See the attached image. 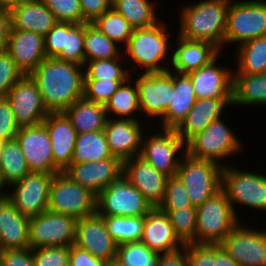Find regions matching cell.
I'll return each mask as SVG.
<instances>
[{"label": "cell", "mask_w": 266, "mask_h": 266, "mask_svg": "<svg viewBox=\"0 0 266 266\" xmlns=\"http://www.w3.org/2000/svg\"><path fill=\"white\" fill-rule=\"evenodd\" d=\"M49 113L64 112L83 97L84 66L46 57L30 74Z\"/></svg>", "instance_id": "1"}, {"label": "cell", "mask_w": 266, "mask_h": 266, "mask_svg": "<svg viewBox=\"0 0 266 266\" xmlns=\"http://www.w3.org/2000/svg\"><path fill=\"white\" fill-rule=\"evenodd\" d=\"M231 0H200L182 6L179 13L180 30L177 35L213 44L224 49L227 11Z\"/></svg>", "instance_id": "2"}, {"label": "cell", "mask_w": 266, "mask_h": 266, "mask_svg": "<svg viewBox=\"0 0 266 266\" xmlns=\"http://www.w3.org/2000/svg\"><path fill=\"white\" fill-rule=\"evenodd\" d=\"M167 28L164 21H160L149 28L134 29L127 45L123 48L124 58L132 61V70L139 67L142 69L139 71L148 73L164 72L170 68L168 63L164 64L166 62L164 60L172 62V56L168 60L169 48H172L169 39L172 34L167 31Z\"/></svg>", "instance_id": "3"}, {"label": "cell", "mask_w": 266, "mask_h": 266, "mask_svg": "<svg viewBox=\"0 0 266 266\" xmlns=\"http://www.w3.org/2000/svg\"><path fill=\"white\" fill-rule=\"evenodd\" d=\"M240 223L225 192L196 207V243L220 244Z\"/></svg>", "instance_id": "4"}, {"label": "cell", "mask_w": 266, "mask_h": 266, "mask_svg": "<svg viewBox=\"0 0 266 266\" xmlns=\"http://www.w3.org/2000/svg\"><path fill=\"white\" fill-rule=\"evenodd\" d=\"M223 166L184 153L176 176L185 185L192 206L198 207L221 190Z\"/></svg>", "instance_id": "5"}, {"label": "cell", "mask_w": 266, "mask_h": 266, "mask_svg": "<svg viewBox=\"0 0 266 266\" xmlns=\"http://www.w3.org/2000/svg\"><path fill=\"white\" fill-rule=\"evenodd\" d=\"M239 140L220 117L186 144V153L194 158L210 160L225 167L226 163L221 162L222 159H228L242 151L243 144Z\"/></svg>", "instance_id": "6"}, {"label": "cell", "mask_w": 266, "mask_h": 266, "mask_svg": "<svg viewBox=\"0 0 266 266\" xmlns=\"http://www.w3.org/2000/svg\"><path fill=\"white\" fill-rule=\"evenodd\" d=\"M236 216L238 204L266 212V174L239 170L228 164L222 169V186Z\"/></svg>", "instance_id": "7"}, {"label": "cell", "mask_w": 266, "mask_h": 266, "mask_svg": "<svg viewBox=\"0 0 266 266\" xmlns=\"http://www.w3.org/2000/svg\"><path fill=\"white\" fill-rule=\"evenodd\" d=\"M265 35L266 0H231L227 11L224 45L236 43L239 46Z\"/></svg>", "instance_id": "8"}, {"label": "cell", "mask_w": 266, "mask_h": 266, "mask_svg": "<svg viewBox=\"0 0 266 266\" xmlns=\"http://www.w3.org/2000/svg\"><path fill=\"white\" fill-rule=\"evenodd\" d=\"M97 196L64 172L53 176L47 210L81 219L96 212Z\"/></svg>", "instance_id": "9"}, {"label": "cell", "mask_w": 266, "mask_h": 266, "mask_svg": "<svg viewBox=\"0 0 266 266\" xmlns=\"http://www.w3.org/2000/svg\"><path fill=\"white\" fill-rule=\"evenodd\" d=\"M152 208L124 174L103 189L96 199V211L101 216H145Z\"/></svg>", "instance_id": "10"}, {"label": "cell", "mask_w": 266, "mask_h": 266, "mask_svg": "<svg viewBox=\"0 0 266 266\" xmlns=\"http://www.w3.org/2000/svg\"><path fill=\"white\" fill-rule=\"evenodd\" d=\"M160 130V133L155 132L148 137L144 132L139 156L166 176L174 177L181 162V155L186 153V144L175 129Z\"/></svg>", "instance_id": "11"}, {"label": "cell", "mask_w": 266, "mask_h": 266, "mask_svg": "<svg viewBox=\"0 0 266 266\" xmlns=\"http://www.w3.org/2000/svg\"><path fill=\"white\" fill-rule=\"evenodd\" d=\"M77 219L46 210L29 219V246L70 247L76 239Z\"/></svg>", "instance_id": "12"}, {"label": "cell", "mask_w": 266, "mask_h": 266, "mask_svg": "<svg viewBox=\"0 0 266 266\" xmlns=\"http://www.w3.org/2000/svg\"><path fill=\"white\" fill-rule=\"evenodd\" d=\"M138 73L134 83L138 90L140 112H144L149 119H161L171 103L174 72L168 69L164 72Z\"/></svg>", "instance_id": "13"}, {"label": "cell", "mask_w": 266, "mask_h": 266, "mask_svg": "<svg viewBox=\"0 0 266 266\" xmlns=\"http://www.w3.org/2000/svg\"><path fill=\"white\" fill-rule=\"evenodd\" d=\"M54 175L30 172L8 187L11 192H8L7 197L21 214L27 217L37 216L48 208L50 185Z\"/></svg>", "instance_id": "14"}, {"label": "cell", "mask_w": 266, "mask_h": 266, "mask_svg": "<svg viewBox=\"0 0 266 266\" xmlns=\"http://www.w3.org/2000/svg\"><path fill=\"white\" fill-rule=\"evenodd\" d=\"M6 98L19 128L41 124L49 114L39 87L29 74L9 90Z\"/></svg>", "instance_id": "15"}, {"label": "cell", "mask_w": 266, "mask_h": 266, "mask_svg": "<svg viewBox=\"0 0 266 266\" xmlns=\"http://www.w3.org/2000/svg\"><path fill=\"white\" fill-rule=\"evenodd\" d=\"M84 23L57 22L44 36L45 55L62 61L85 64Z\"/></svg>", "instance_id": "16"}, {"label": "cell", "mask_w": 266, "mask_h": 266, "mask_svg": "<svg viewBox=\"0 0 266 266\" xmlns=\"http://www.w3.org/2000/svg\"><path fill=\"white\" fill-rule=\"evenodd\" d=\"M220 244L240 266H266L265 229L239 223Z\"/></svg>", "instance_id": "17"}, {"label": "cell", "mask_w": 266, "mask_h": 266, "mask_svg": "<svg viewBox=\"0 0 266 266\" xmlns=\"http://www.w3.org/2000/svg\"><path fill=\"white\" fill-rule=\"evenodd\" d=\"M15 140L22 150L30 172H59L54 166L50 136L43 123L20 128Z\"/></svg>", "instance_id": "18"}, {"label": "cell", "mask_w": 266, "mask_h": 266, "mask_svg": "<svg viewBox=\"0 0 266 266\" xmlns=\"http://www.w3.org/2000/svg\"><path fill=\"white\" fill-rule=\"evenodd\" d=\"M74 244L107 262L116 259L118 245L108 233L104 219L97 211L77 220Z\"/></svg>", "instance_id": "19"}, {"label": "cell", "mask_w": 266, "mask_h": 266, "mask_svg": "<svg viewBox=\"0 0 266 266\" xmlns=\"http://www.w3.org/2000/svg\"><path fill=\"white\" fill-rule=\"evenodd\" d=\"M72 180L96 196L123 174V162L117 157L70 164L64 171Z\"/></svg>", "instance_id": "20"}, {"label": "cell", "mask_w": 266, "mask_h": 266, "mask_svg": "<svg viewBox=\"0 0 266 266\" xmlns=\"http://www.w3.org/2000/svg\"><path fill=\"white\" fill-rule=\"evenodd\" d=\"M123 174L153 208L159 207L164 199L168 176L139 155L123 162Z\"/></svg>", "instance_id": "21"}, {"label": "cell", "mask_w": 266, "mask_h": 266, "mask_svg": "<svg viewBox=\"0 0 266 266\" xmlns=\"http://www.w3.org/2000/svg\"><path fill=\"white\" fill-rule=\"evenodd\" d=\"M139 120L108 118L104 128L111 154L122 162L140 155L143 128Z\"/></svg>", "instance_id": "22"}, {"label": "cell", "mask_w": 266, "mask_h": 266, "mask_svg": "<svg viewBox=\"0 0 266 266\" xmlns=\"http://www.w3.org/2000/svg\"><path fill=\"white\" fill-rule=\"evenodd\" d=\"M219 55L209 64L194 70L188 75L193 84L197 99H232L233 97V72L234 69L219 67Z\"/></svg>", "instance_id": "23"}, {"label": "cell", "mask_w": 266, "mask_h": 266, "mask_svg": "<svg viewBox=\"0 0 266 266\" xmlns=\"http://www.w3.org/2000/svg\"><path fill=\"white\" fill-rule=\"evenodd\" d=\"M6 51L25 75L30 74L46 58L44 36L10 28Z\"/></svg>", "instance_id": "24"}, {"label": "cell", "mask_w": 266, "mask_h": 266, "mask_svg": "<svg viewBox=\"0 0 266 266\" xmlns=\"http://www.w3.org/2000/svg\"><path fill=\"white\" fill-rule=\"evenodd\" d=\"M43 124L50 136L54 166L63 172L71 163L78 133L64 112L49 113Z\"/></svg>", "instance_id": "25"}, {"label": "cell", "mask_w": 266, "mask_h": 266, "mask_svg": "<svg viewBox=\"0 0 266 266\" xmlns=\"http://www.w3.org/2000/svg\"><path fill=\"white\" fill-rule=\"evenodd\" d=\"M140 241L160 254L172 252L184 246L175 234L169 216L158 207L152 208L144 216L143 235Z\"/></svg>", "instance_id": "26"}, {"label": "cell", "mask_w": 266, "mask_h": 266, "mask_svg": "<svg viewBox=\"0 0 266 266\" xmlns=\"http://www.w3.org/2000/svg\"><path fill=\"white\" fill-rule=\"evenodd\" d=\"M177 42L172 55L169 68L173 72L188 74L209 64L221 51L211 43L204 41L188 40L177 36Z\"/></svg>", "instance_id": "27"}, {"label": "cell", "mask_w": 266, "mask_h": 266, "mask_svg": "<svg viewBox=\"0 0 266 266\" xmlns=\"http://www.w3.org/2000/svg\"><path fill=\"white\" fill-rule=\"evenodd\" d=\"M227 105L232 106V99H197L185 119L175 129L176 133L187 144L211 122L220 118L224 114Z\"/></svg>", "instance_id": "28"}, {"label": "cell", "mask_w": 266, "mask_h": 266, "mask_svg": "<svg viewBox=\"0 0 266 266\" xmlns=\"http://www.w3.org/2000/svg\"><path fill=\"white\" fill-rule=\"evenodd\" d=\"M29 219L8 197L0 200V250L30 248Z\"/></svg>", "instance_id": "29"}, {"label": "cell", "mask_w": 266, "mask_h": 266, "mask_svg": "<svg viewBox=\"0 0 266 266\" xmlns=\"http://www.w3.org/2000/svg\"><path fill=\"white\" fill-rule=\"evenodd\" d=\"M57 22L41 0H28L10 10V28L16 30H29L45 36Z\"/></svg>", "instance_id": "30"}, {"label": "cell", "mask_w": 266, "mask_h": 266, "mask_svg": "<svg viewBox=\"0 0 266 266\" xmlns=\"http://www.w3.org/2000/svg\"><path fill=\"white\" fill-rule=\"evenodd\" d=\"M196 94L188 74L174 72L171 103L160 119V129H176L196 103Z\"/></svg>", "instance_id": "31"}, {"label": "cell", "mask_w": 266, "mask_h": 266, "mask_svg": "<svg viewBox=\"0 0 266 266\" xmlns=\"http://www.w3.org/2000/svg\"><path fill=\"white\" fill-rule=\"evenodd\" d=\"M64 113L78 134L104 130L108 119L105 105L84 97L74 102Z\"/></svg>", "instance_id": "32"}, {"label": "cell", "mask_w": 266, "mask_h": 266, "mask_svg": "<svg viewBox=\"0 0 266 266\" xmlns=\"http://www.w3.org/2000/svg\"><path fill=\"white\" fill-rule=\"evenodd\" d=\"M262 105L266 107V72L260 74L233 73L232 106Z\"/></svg>", "instance_id": "33"}, {"label": "cell", "mask_w": 266, "mask_h": 266, "mask_svg": "<svg viewBox=\"0 0 266 266\" xmlns=\"http://www.w3.org/2000/svg\"><path fill=\"white\" fill-rule=\"evenodd\" d=\"M114 157L109 149L103 130L77 135L74 153L70 164L95 162Z\"/></svg>", "instance_id": "34"}, {"label": "cell", "mask_w": 266, "mask_h": 266, "mask_svg": "<svg viewBox=\"0 0 266 266\" xmlns=\"http://www.w3.org/2000/svg\"><path fill=\"white\" fill-rule=\"evenodd\" d=\"M131 78L133 79V76L122 83L105 104L108 118L118 116L117 118L138 120L133 115L141 111L139 96L136 84H132L133 80Z\"/></svg>", "instance_id": "35"}, {"label": "cell", "mask_w": 266, "mask_h": 266, "mask_svg": "<svg viewBox=\"0 0 266 266\" xmlns=\"http://www.w3.org/2000/svg\"><path fill=\"white\" fill-rule=\"evenodd\" d=\"M152 3L149 0H112V8L121 14L133 29H141L152 27L161 21L155 12V4Z\"/></svg>", "instance_id": "36"}, {"label": "cell", "mask_w": 266, "mask_h": 266, "mask_svg": "<svg viewBox=\"0 0 266 266\" xmlns=\"http://www.w3.org/2000/svg\"><path fill=\"white\" fill-rule=\"evenodd\" d=\"M236 51L237 70L233 73L260 74L266 72V35L240 44Z\"/></svg>", "instance_id": "37"}, {"label": "cell", "mask_w": 266, "mask_h": 266, "mask_svg": "<svg viewBox=\"0 0 266 266\" xmlns=\"http://www.w3.org/2000/svg\"><path fill=\"white\" fill-rule=\"evenodd\" d=\"M120 46L104 35L95 25L85 22V62L120 57L123 54Z\"/></svg>", "instance_id": "38"}, {"label": "cell", "mask_w": 266, "mask_h": 266, "mask_svg": "<svg viewBox=\"0 0 266 266\" xmlns=\"http://www.w3.org/2000/svg\"><path fill=\"white\" fill-rule=\"evenodd\" d=\"M0 171L7 187L30 173L22 150L16 140L6 142L0 154Z\"/></svg>", "instance_id": "39"}, {"label": "cell", "mask_w": 266, "mask_h": 266, "mask_svg": "<svg viewBox=\"0 0 266 266\" xmlns=\"http://www.w3.org/2000/svg\"><path fill=\"white\" fill-rule=\"evenodd\" d=\"M110 236L117 245L140 241L143 235L144 216H102Z\"/></svg>", "instance_id": "40"}, {"label": "cell", "mask_w": 266, "mask_h": 266, "mask_svg": "<svg viewBox=\"0 0 266 266\" xmlns=\"http://www.w3.org/2000/svg\"><path fill=\"white\" fill-rule=\"evenodd\" d=\"M122 58L125 59L123 54L113 59L85 62L84 80H127L131 77L132 71L127 65L125 67L122 66L124 61L126 64L128 62V60L126 61V59L123 60Z\"/></svg>", "instance_id": "41"}, {"label": "cell", "mask_w": 266, "mask_h": 266, "mask_svg": "<svg viewBox=\"0 0 266 266\" xmlns=\"http://www.w3.org/2000/svg\"><path fill=\"white\" fill-rule=\"evenodd\" d=\"M160 253L151 250L141 241L117 246L116 261L122 266H157Z\"/></svg>", "instance_id": "42"}, {"label": "cell", "mask_w": 266, "mask_h": 266, "mask_svg": "<svg viewBox=\"0 0 266 266\" xmlns=\"http://www.w3.org/2000/svg\"><path fill=\"white\" fill-rule=\"evenodd\" d=\"M104 35L115 43L127 45L134 29L130 23L113 8L104 12L93 23Z\"/></svg>", "instance_id": "43"}, {"label": "cell", "mask_w": 266, "mask_h": 266, "mask_svg": "<svg viewBox=\"0 0 266 266\" xmlns=\"http://www.w3.org/2000/svg\"><path fill=\"white\" fill-rule=\"evenodd\" d=\"M162 211L167 213L175 234L184 244L196 243V207Z\"/></svg>", "instance_id": "44"}, {"label": "cell", "mask_w": 266, "mask_h": 266, "mask_svg": "<svg viewBox=\"0 0 266 266\" xmlns=\"http://www.w3.org/2000/svg\"><path fill=\"white\" fill-rule=\"evenodd\" d=\"M186 207H194L191 204L185 185L177 177H168L164 199L159 205L160 210H177Z\"/></svg>", "instance_id": "45"}, {"label": "cell", "mask_w": 266, "mask_h": 266, "mask_svg": "<svg viewBox=\"0 0 266 266\" xmlns=\"http://www.w3.org/2000/svg\"><path fill=\"white\" fill-rule=\"evenodd\" d=\"M126 80H84L83 97L89 101L105 105L113 93Z\"/></svg>", "instance_id": "46"}, {"label": "cell", "mask_w": 266, "mask_h": 266, "mask_svg": "<svg viewBox=\"0 0 266 266\" xmlns=\"http://www.w3.org/2000/svg\"><path fill=\"white\" fill-rule=\"evenodd\" d=\"M58 22L82 23L80 0H41Z\"/></svg>", "instance_id": "47"}, {"label": "cell", "mask_w": 266, "mask_h": 266, "mask_svg": "<svg viewBox=\"0 0 266 266\" xmlns=\"http://www.w3.org/2000/svg\"><path fill=\"white\" fill-rule=\"evenodd\" d=\"M24 75L11 55L6 50L0 51V97H6Z\"/></svg>", "instance_id": "48"}, {"label": "cell", "mask_w": 266, "mask_h": 266, "mask_svg": "<svg viewBox=\"0 0 266 266\" xmlns=\"http://www.w3.org/2000/svg\"><path fill=\"white\" fill-rule=\"evenodd\" d=\"M187 266H214L215 244L185 243Z\"/></svg>", "instance_id": "49"}, {"label": "cell", "mask_w": 266, "mask_h": 266, "mask_svg": "<svg viewBox=\"0 0 266 266\" xmlns=\"http://www.w3.org/2000/svg\"><path fill=\"white\" fill-rule=\"evenodd\" d=\"M35 266L69 265V247H41L32 249Z\"/></svg>", "instance_id": "50"}, {"label": "cell", "mask_w": 266, "mask_h": 266, "mask_svg": "<svg viewBox=\"0 0 266 266\" xmlns=\"http://www.w3.org/2000/svg\"><path fill=\"white\" fill-rule=\"evenodd\" d=\"M19 130L10 102L6 97H0V139L7 142L15 140Z\"/></svg>", "instance_id": "51"}, {"label": "cell", "mask_w": 266, "mask_h": 266, "mask_svg": "<svg viewBox=\"0 0 266 266\" xmlns=\"http://www.w3.org/2000/svg\"><path fill=\"white\" fill-rule=\"evenodd\" d=\"M0 266H35L32 249L0 250Z\"/></svg>", "instance_id": "52"}, {"label": "cell", "mask_w": 266, "mask_h": 266, "mask_svg": "<svg viewBox=\"0 0 266 266\" xmlns=\"http://www.w3.org/2000/svg\"><path fill=\"white\" fill-rule=\"evenodd\" d=\"M82 23H93L104 12L112 8V0H80Z\"/></svg>", "instance_id": "53"}, {"label": "cell", "mask_w": 266, "mask_h": 266, "mask_svg": "<svg viewBox=\"0 0 266 266\" xmlns=\"http://www.w3.org/2000/svg\"><path fill=\"white\" fill-rule=\"evenodd\" d=\"M69 265L70 266H106L107 261L92 256L87 250H84L73 244L69 247Z\"/></svg>", "instance_id": "54"}, {"label": "cell", "mask_w": 266, "mask_h": 266, "mask_svg": "<svg viewBox=\"0 0 266 266\" xmlns=\"http://www.w3.org/2000/svg\"><path fill=\"white\" fill-rule=\"evenodd\" d=\"M157 266H187L185 244L178 250L161 253Z\"/></svg>", "instance_id": "55"}, {"label": "cell", "mask_w": 266, "mask_h": 266, "mask_svg": "<svg viewBox=\"0 0 266 266\" xmlns=\"http://www.w3.org/2000/svg\"><path fill=\"white\" fill-rule=\"evenodd\" d=\"M10 27V11L0 7V51L7 48Z\"/></svg>", "instance_id": "56"}, {"label": "cell", "mask_w": 266, "mask_h": 266, "mask_svg": "<svg viewBox=\"0 0 266 266\" xmlns=\"http://www.w3.org/2000/svg\"><path fill=\"white\" fill-rule=\"evenodd\" d=\"M214 266H240L239 263L232 258L221 246L215 244Z\"/></svg>", "instance_id": "57"}, {"label": "cell", "mask_w": 266, "mask_h": 266, "mask_svg": "<svg viewBox=\"0 0 266 266\" xmlns=\"http://www.w3.org/2000/svg\"><path fill=\"white\" fill-rule=\"evenodd\" d=\"M27 1L28 0H0V7L10 11L14 7H17L19 4Z\"/></svg>", "instance_id": "58"}, {"label": "cell", "mask_w": 266, "mask_h": 266, "mask_svg": "<svg viewBox=\"0 0 266 266\" xmlns=\"http://www.w3.org/2000/svg\"><path fill=\"white\" fill-rule=\"evenodd\" d=\"M7 184L4 182L1 171H0V200L8 196ZM7 191V192H6Z\"/></svg>", "instance_id": "59"}, {"label": "cell", "mask_w": 266, "mask_h": 266, "mask_svg": "<svg viewBox=\"0 0 266 266\" xmlns=\"http://www.w3.org/2000/svg\"><path fill=\"white\" fill-rule=\"evenodd\" d=\"M106 266H122V265L118 261L112 260V261L107 262Z\"/></svg>", "instance_id": "60"}, {"label": "cell", "mask_w": 266, "mask_h": 266, "mask_svg": "<svg viewBox=\"0 0 266 266\" xmlns=\"http://www.w3.org/2000/svg\"><path fill=\"white\" fill-rule=\"evenodd\" d=\"M6 142L7 141H4V140L0 139V154H1L2 150L4 149V146H5Z\"/></svg>", "instance_id": "61"}]
</instances>
